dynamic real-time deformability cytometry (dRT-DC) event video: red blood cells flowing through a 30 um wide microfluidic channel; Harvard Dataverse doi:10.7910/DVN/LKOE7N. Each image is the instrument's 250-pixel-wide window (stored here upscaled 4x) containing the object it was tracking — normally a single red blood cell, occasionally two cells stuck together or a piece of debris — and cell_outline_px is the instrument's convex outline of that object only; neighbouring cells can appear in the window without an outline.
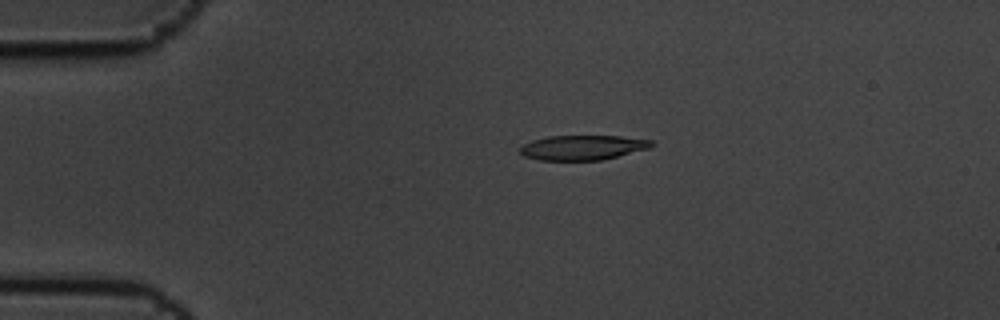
{"species": "common noctule bat (a hibernating species)", "species_latin": "Nyctalus noctula", "temperature_condition": "cold", "stored_images_in_passage": 4, "camera_frame_rate_fps": 3000, "um_per_image_px": 0.085, "animal": {"sex": "male", "body_mass_g": 19.5, "forearm_length_mm": 54.6}, "frame": {"image": 1, "passage_image": 2, "time_ms": 0.333, "image_size_px": [1000, 320], "cell_outline_px": [[656, 144], [648, 148], [600, 160], [540, 160], [524, 156], [520, 152], [520, 148], [524, 144], [532, 140], [548, 136], [620, 136], [652, 140]], "centroid_in_image_um": [49.51, 12.53], "position_along_channel_um": 35.5, "area_um2": 18.79}}